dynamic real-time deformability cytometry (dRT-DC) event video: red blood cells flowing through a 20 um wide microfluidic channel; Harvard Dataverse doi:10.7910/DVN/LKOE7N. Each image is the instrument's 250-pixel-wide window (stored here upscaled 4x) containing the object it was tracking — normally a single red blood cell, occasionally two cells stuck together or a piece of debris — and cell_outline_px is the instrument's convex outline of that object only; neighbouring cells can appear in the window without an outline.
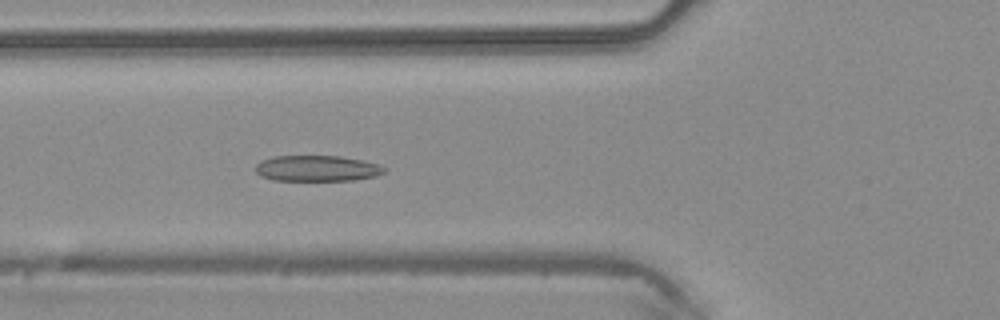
{"species": "common noctule bat (a hibernating species)", "species_latin": "Nyctalus noctula", "temperature_condition": "warm", "stored_images_in_passage": 46, "camera_frame_rate_fps": 3000, "um_per_image_px": 0.085, "animal": {"sex": "male", "body_mass_g": 20.4}, "frame": {"image": 1, "passage_image": 17, "time_ms": 5.333, "image_size_px": [1000, 320], "cell_outline_px": [[388, 168], [384, 172], [376, 176], [356, 180], [272, 180], [260, 176], [256, 172], [256, 164], [260, 160], [272, 156], [340, 156], [380, 164]], "centroid_in_image_um": [26.94, 14.31], "position_along_channel_um": 98.9, "area_um2": 19.54}}
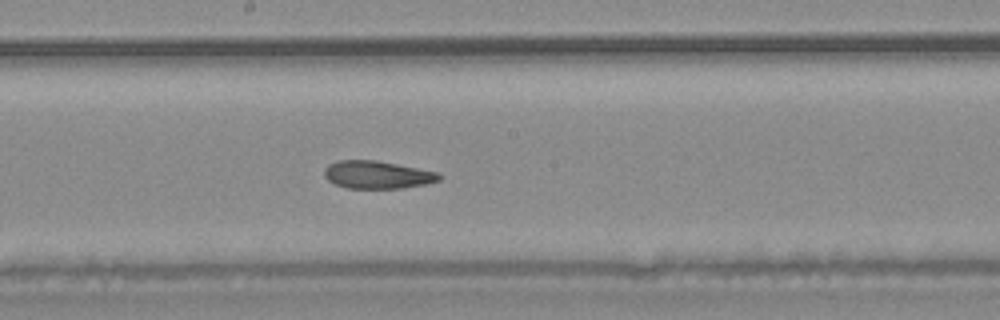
{"frame": {"image": 2, "passage_image": 25, "time_ms": 8.0, "image_size_px": [1000, 320], "cell_outline_px": [[444, 176], [440, 180], [428, 184], [404, 188], [348, 188], [336, 184], [328, 180], [324, 176], [324, 168], [328, 164], [336, 160], [376, 160], [440, 172]], "centroid_in_image_um": [32.11, 14.85], "position_along_channel_um": 216.1, "area_um2": 18.84}}
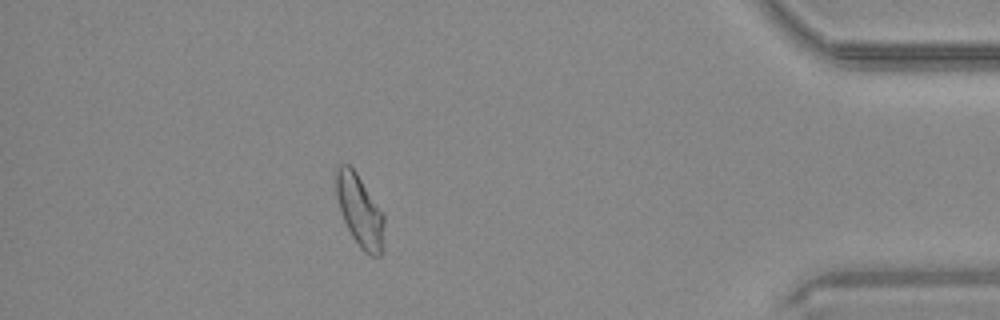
{"frame": {"image": 3, "passage_image": 41, "time_ms": 13.333, "image_size_px": [1000, 320], "cell_outline_px": [[384, 248], [380, 256], [372, 256], [364, 252], [360, 248], [352, 236], [344, 220], [336, 196], [336, 168], [340, 164], [348, 164], [356, 172], [384, 212]], "centroid_in_image_um": [30.62, 17.94], "position_along_channel_um": 404.6, "area_um2": 20.35}}